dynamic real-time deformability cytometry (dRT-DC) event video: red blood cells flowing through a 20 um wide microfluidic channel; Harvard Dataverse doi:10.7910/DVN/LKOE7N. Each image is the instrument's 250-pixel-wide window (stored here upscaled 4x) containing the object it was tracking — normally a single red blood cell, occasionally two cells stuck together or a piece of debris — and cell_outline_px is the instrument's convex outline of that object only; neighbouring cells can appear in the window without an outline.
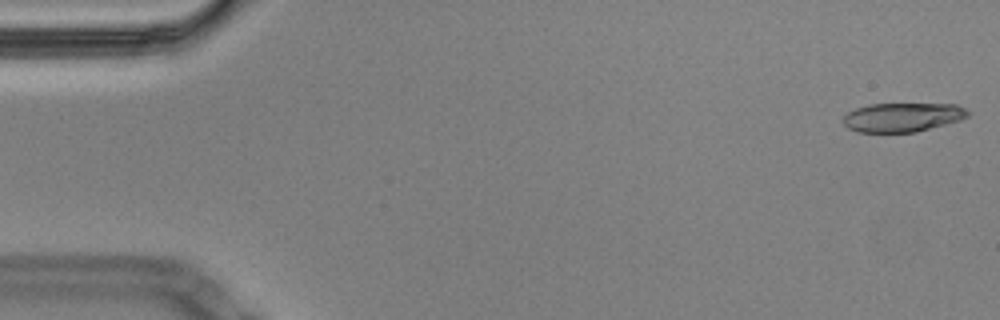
{"species": "Egyptian fruit bat (a non-hibernating species)", "species_latin": "Rousettus aegyptiacus", "temperature_condition": "cold", "stored_images_in_passage": 57, "camera_frame_rate_fps": 3000, "um_per_image_px": 0.085, "animal": {"sex": "male"}, "frame": {"image": 1, "passage_image": 1, "time_ms": 0.0, "image_size_px": [1000, 320], "cell_outline_px": [[972, 112], [968, 116], [960, 120], [916, 132], [856, 132], [848, 128], [844, 124], [844, 116], [848, 112], [856, 108], [868, 104], [956, 104]], "centroid_in_image_um": [76.73, 9.96], "position_along_channel_um": 8.3, "area_um2": 21.1}}
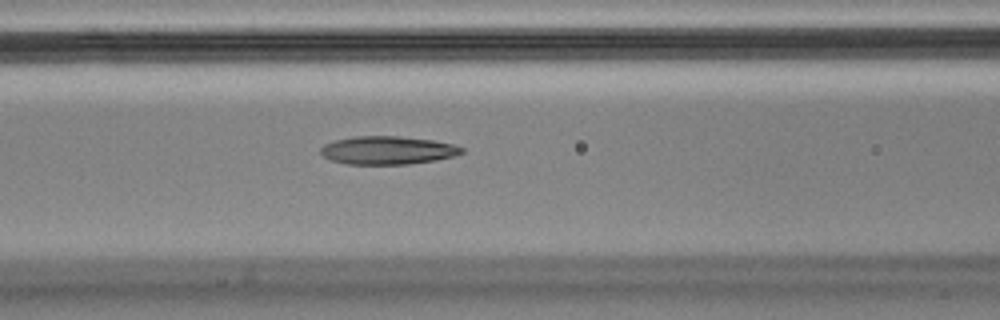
{"frame": {"image": 2, "passage_image": 23, "time_ms": 7.333, "image_size_px": [1000, 320], "cell_outline_px": [[464, 152], [452, 156], [436, 160], [408, 164], [348, 164], [332, 160], [324, 156], [320, 152], [320, 148], [324, 144], [336, 140], [356, 136], [396, 136], [432, 140], [452, 144], [464, 148]], "centroid_in_image_um": [32.94, 12.77], "position_along_channel_um": 133.7, "area_um2": 22.95}}
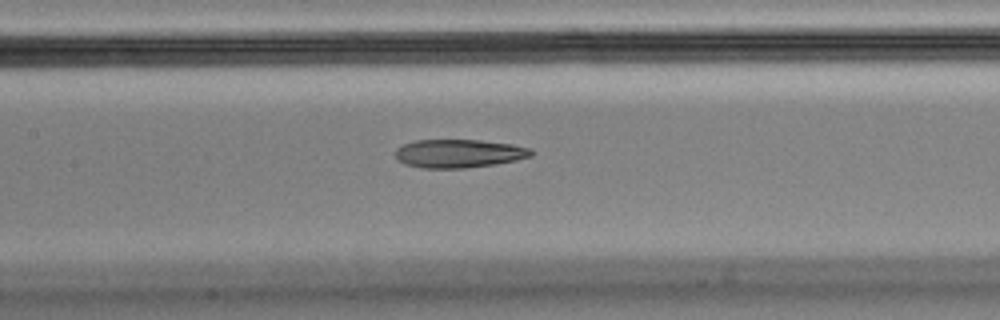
{"frame": {"image": 3, "passage_image": 26, "time_ms": 8.333, "image_size_px": [1000, 320], "cell_outline_px": [[536, 152], [532, 156], [516, 160], [496, 164], [464, 168], [420, 168], [404, 164], [396, 160], [396, 148], [404, 144], [416, 140], [480, 140], [512, 144], [532, 148]], "centroid_in_image_um": [39.03, 13.05], "position_along_channel_um": 168.4, "area_um2": 22.72}, "authors_computed_cell_mechanics": {"area_um2": 23.409, "velocity_mm_per_s": 3.4674, "shape_relaxation_time_tau1_ms": null, "shape_relaxation_time_tau2_ms": 4.1588, "deformation_change_tau1": null, "deformation_change_tau2": 0.1433}}